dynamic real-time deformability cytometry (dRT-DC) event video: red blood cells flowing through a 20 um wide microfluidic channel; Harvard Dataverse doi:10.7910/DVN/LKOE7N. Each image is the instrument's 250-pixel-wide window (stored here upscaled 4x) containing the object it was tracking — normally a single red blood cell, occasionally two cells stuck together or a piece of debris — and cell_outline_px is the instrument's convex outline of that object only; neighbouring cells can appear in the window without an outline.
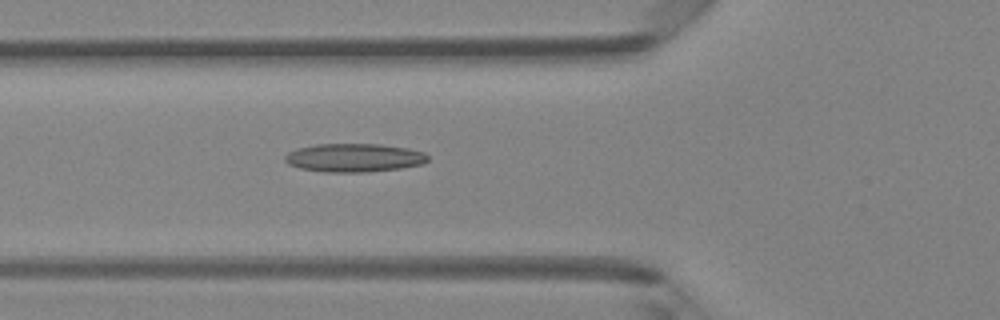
{"species": "Egyptian fruit bat (a non-hibernating species)", "species_latin": "Rousettus aegyptiacus", "temperature_condition": "room temperature", "stored_images_in_passage": 49, "camera_frame_rate_fps": 3000, "um_per_image_px": 0.085, "animal": {"sex": "female"}, "frame": {"image": 1, "passage_image": 18, "time_ms": 5.667, "image_size_px": [1000, 320], "cell_outline_px": [[428, 160], [424, 164], [400, 168], [368, 172], [324, 172], [300, 168], [288, 164], [284, 160], [284, 156], [288, 152], [296, 148], [316, 144], [380, 144], [408, 148], [424, 152], [428, 156]], "centroid_in_image_um": [30.09, 13.4], "position_along_channel_um": 95.7, "area_um2": 23.87}}
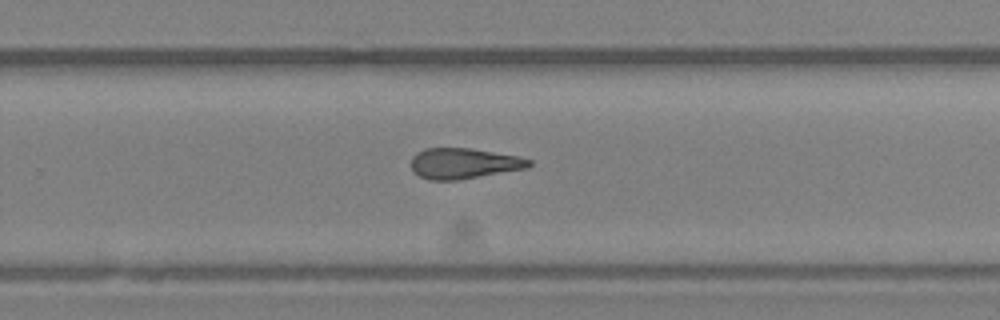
{"frame": {"image": 2, "passage_image": 32, "time_ms": 10.333, "image_size_px": [1000, 320], "cell_outline_px": [[532, 164], [528, 168], [456, 180], [428, 180], [412, 172], [412, 156], [416, 152], [424, 148], [472, 148], [516, 156], [532, 160]], "centroid_in_image_um": [39.39, 13.88], "position_along_channel_um": 290.4, "area_um2": 21.04}}
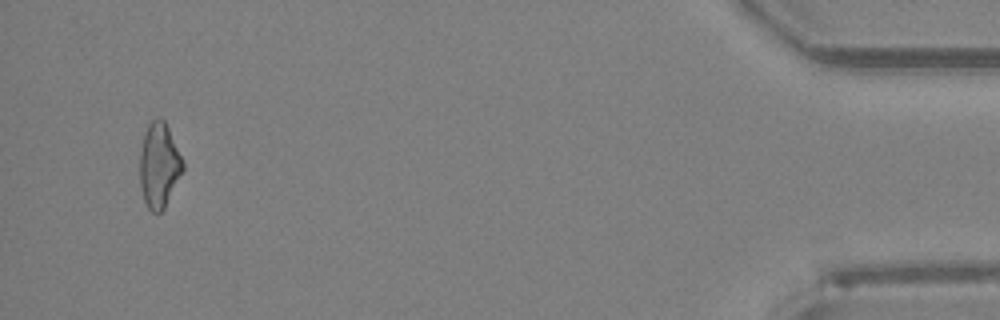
{"frame": {"image": 3, "passage_image": 47, "time_ms": 15.333, "image_size_px": [1000, 320], "cell_outline_px": [[184, 168], [164, 208], [160, 212], [152, 212], [148, 208], [144, 200], [140, 184], [140, 152], [144, 132], [148, 124], [156, 116], [160, 116], [164, 120], [168, 128], [184, 164]], "centroid_in_image_um": [13.5, 14.02], "position_along_channel_um": 421.7, "area_um2": 21.04}, "authors_computed_cell_mechanics": {"area_um2": 22.0218, "velocity_mm_per_s": 4.1876, "shape_relaxation_time_tau1_ms": null, "shape_relaxation_time_tau2_ms": 7.4252, "deformation_change_tau1": null, "deformation_change_tau2": 0.2227}}